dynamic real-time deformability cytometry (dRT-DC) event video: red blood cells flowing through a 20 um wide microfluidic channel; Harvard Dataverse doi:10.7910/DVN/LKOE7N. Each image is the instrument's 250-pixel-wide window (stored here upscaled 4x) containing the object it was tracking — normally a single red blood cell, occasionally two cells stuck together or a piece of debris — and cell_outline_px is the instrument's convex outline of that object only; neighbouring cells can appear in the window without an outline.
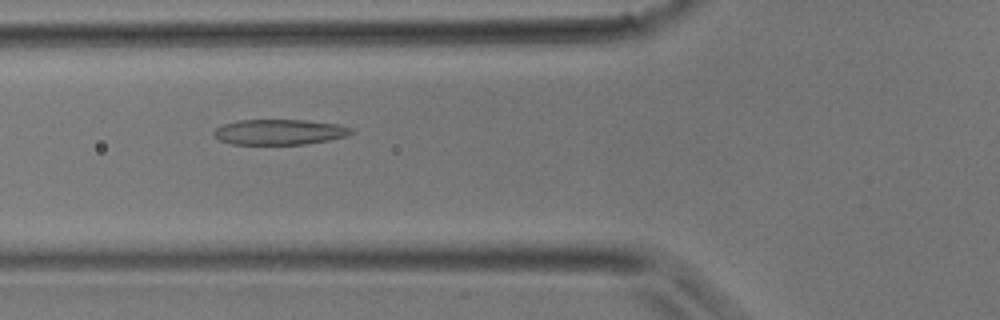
{"species": "common noctule bat (a hibernating species)", "species_latin": "Nyctalus noctula", "temperature_condition": "room temperature", "stored_images_in_passage": 36, "camera_frame_rate_fps": 3000, "um_per_image_px": 0.085, "animal": {"sex": "male", "body_mass_g": 17.9}, "frame": {"image": 1, "passage_image": 10, "time_ms": 3.0, "image_size_px": [1000, 320], "cell_outline_px": [[356, 132], [348, 136], [328, 140], [304, 144], [232, 144], [220, 140], [212, 132], [216, 128], [224, 124], [240, 120], [308, 120], [336, 124], [352, 128]], "centroid_in_image_um": [23.8, 11.22], "position_along_channel_um": 102.0, "area_um2": 20.29}}
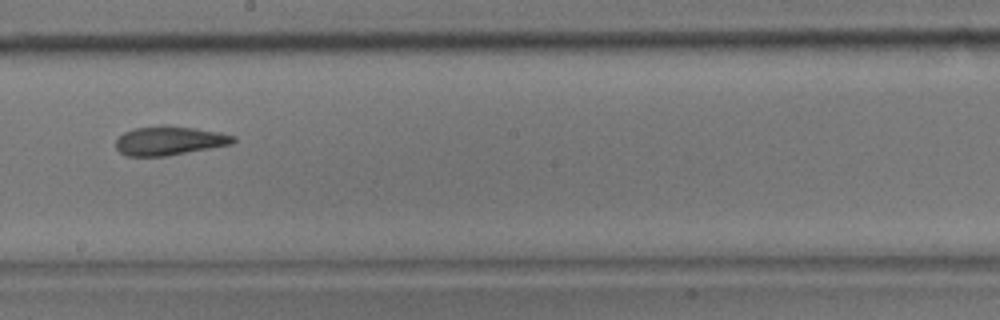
{"frame": {"image": 2, "passage_image": 18, "time_ms": 5.667, "image_size_px": [1000, 320], "cell_outline_px": [[236, 140], [232, 144], [168, 156], [124, 156], [116, 148], [116, 140], [124, 132], [136, 128], [160, 124], [168, 124], [220, 132], [236, 136]], "centroid_in_image_um": [14.4, 11.95], "position_along_channel_um": 233.8, "area_um2": 20.11}}
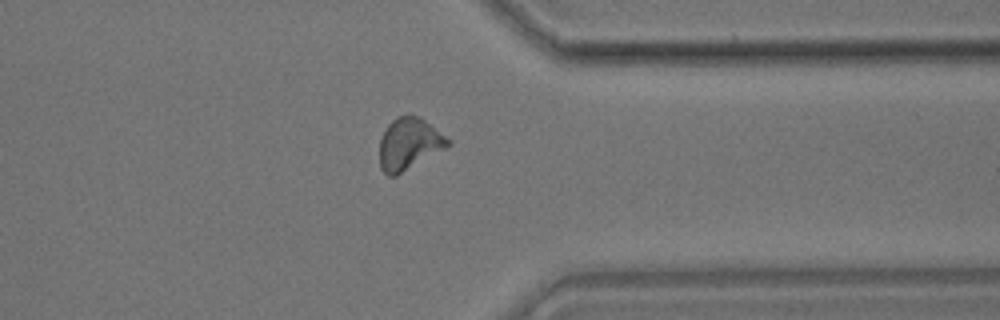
{"frame": {"image": 3, "passage_image": 27, "time_ms": 8.667, "image_size_px": [1000, 320], "cell_outline_px": [[452, 144], [396, 176], [388, 176], [380, 168], [380, 140], [388, 124], [396, 116], [420, 116], [452, 140]], "centroid_in_image_um": [34.79, 12.23], "position_along_channel_um": 376.6, "area_um2": 20.58}}